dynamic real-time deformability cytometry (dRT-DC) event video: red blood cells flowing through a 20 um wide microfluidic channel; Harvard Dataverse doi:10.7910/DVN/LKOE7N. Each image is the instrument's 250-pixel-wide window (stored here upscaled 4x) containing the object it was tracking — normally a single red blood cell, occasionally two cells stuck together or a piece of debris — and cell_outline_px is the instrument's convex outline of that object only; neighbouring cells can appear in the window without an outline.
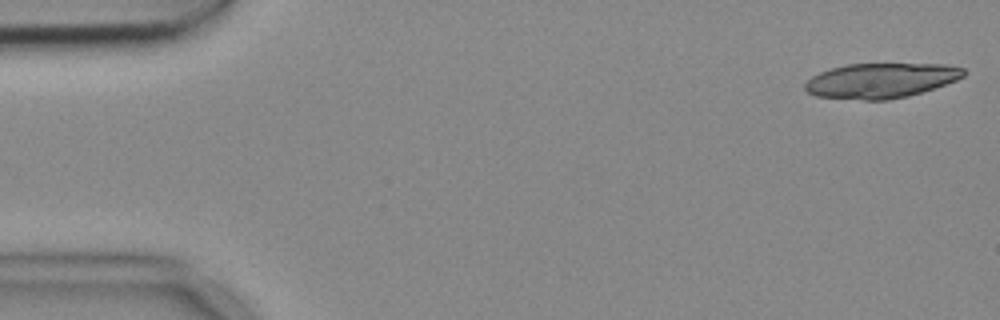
{"species": "common noctule bat (a hibernating species)", "species_latin": "Nyctalus noctula", "temperature_condition": "cold", "stored_images_in_passage": 5, "camera_frame_rate_fps": 3000, "um_per_image_px": 0.085, "animal": {"sex": "female", "body_mass_g": 18.4}, "frame": {"image": 1, "passage_image": 1, "time_ms": 0.0, "image_size_px": [1000, 320], "cell_outline_px": [[968, 72], [964, 76], [956, 80], [908, 96], [888, 100], [864, 100], [816, 96], [808, 92], [804, 88], [804, 84], [812, 76], [820, 72], [832, 68], [848, 64], [944, 64], [964, 68]], "centroid_in_image_um": [74.87, 6.84], "position_along_channel_um": 10.1, "area_um2": 32.14}}
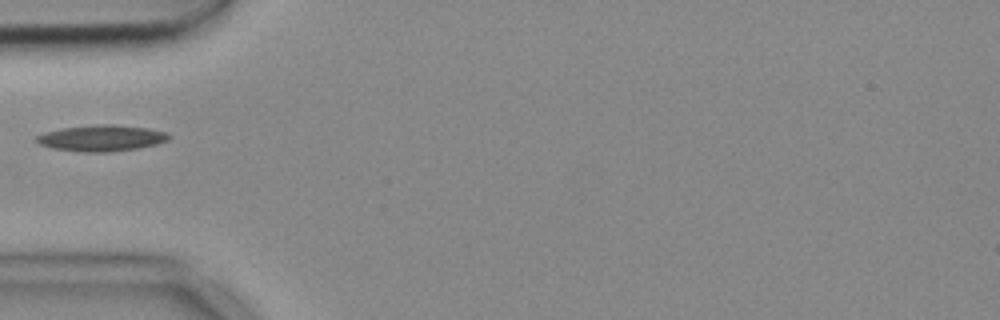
{"frame": {"image": 2, "passage_image": 5, "time_ms": 1.333, "image_size_px": [1000, 320], "cell_outline_px": [[172, 136], [168, 140], [156, 144], [136, 148], [112, 152], [84, 152], [52, 148], [40, 144], [36, 140], [36, 136], [44, 132], [64, 128], [100, 124], [112, 124], [148, 128], [168, 132]], "centroid_in_image_um": [8.66, 11.74], "position_along_channel_um": 76.3, "area_um2": 20.11}}